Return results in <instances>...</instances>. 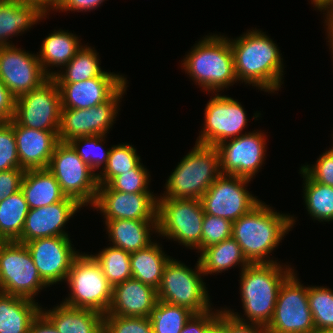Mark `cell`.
<instances>
[{"instance_id": "cell-50", "label": "cell", "mask_w": 333, "mask_h": 333, "mask_svg": "<svg viewBox=\"0 0 333 333\" xmlns=\"http://www.w3.org/2000/svg\"><path fill=\"white\" fill-rule=\"evenodd\" d=\"M29 333H59L53 324L40 312L31 322Z\"/></svg>"}, {"instance_id": "cell-9", "label": "cell", "mask_w": 333, "mask_h": 333, "mask_svg": "<svg viewBox=\"0 0 333 333\" xmlns=\"http://www.w3.org/2000/svg\"><path fill=\"white\" fill-rule=\"evenodd\" d=\"M47 169L54 175L67 197L75 199L83 207L94 204L99 171L94 173L69 143L59 142L56 145Z\"/></svg>"}, {"instance_id": "cell-28", "label": "cell", "mask_w": 333, "mask_h": 333, "mask_svg": "<svg viewBox=\"0 0 333 333\" xmlns=\"http://www.w3.org/2000/svg\"><path fill=\"white\" fill-rule=\"evenodd\" d=\"M25 297L0 292V333H29L41 306Z\"/></svg>"}, {"instance_id": "cell-14", "label": "cell", "mask_w": 333, "mask_h": 333, "mask_svg": "<svg viewBox=\"0 0 333 333\" xmlns=\"http://www.w3.org/2000/svg\"><path fill=\"white\" fill-rule=\"evenodd\" d=\"M250 179L221 174L201 198L204 213L236 221L261 200L246 187Z\"/></svg>"}, {"instance_id": "cell-10", "label": "cell", "mask_w": 333, "mask_h": 333, "mask_svg": "<svg viewBox=\"0 0 333 333\" xmlns=\"http://www.w3.org/2000/svg\"><path fill=\"white\" fill-rule=\"evenodd\" d=\"M46 287L25 244L10 241L0 245V292L35 300Z\"/></svg>"}, {"instance_id": "cell-29", "label": "cell", "mask_w": 333, "mask_h": 333, "mask_svg": "<svg viewBox=\"0 0 333 333\" xmlns=\"http://www.w3.org/2000/svg\"><path fill=\"white\" fill-rule=\"evenodd\" d=\"M21 190L29 209L39 208L64 200L60 184L48 169H29L23 176Z\"/></svg>"}, {"instance_id": "cell-41", "label": "cell", "mask_w": 333, "mask_h": 333, "mask_svg": "<svg viewBox=\"0 0 333 333\" xmlns=\"http://www.w3.org/2000/svg\"><path fill=\"white\" fill-rule=\"evenodd\" d=\"M103 333H153L150 317L104 315Z\"/></svg>"}, {"instance_id": "cell-46", "label": "cell", "mask_w": 333, "mask_h": 333, "mask_svg": "<svg viewBox=\"0 0 333 333\" xmlns=\"http://www.w3.org/2000/svg\"><path fill=\"white\" fill-rule=\"evenodd\" d=\"M207 310L193 314L180 333H203L205 329L218 317L220 309Z\"/></svg>"}, {"instance_id": "cell-32", "label": "cell", "mask_w": 333, "mask_h": 333, "mask_svg": "<svg viewBox=\"0 0 333 333\" xmlns=\"http://www.w3.org/2000/svg\"><path fill=\"white\" fill-rule=\"evenodd\" d=\"M28 211L21 189L0 202V238L4 242L20 239Z\"/></svg>"}, {"instance_id": "cell-37", "label": "cell", "mask_w": 333, "mask_h": 333, "mask_svg": "<svg viewBox=\"0 0 333 333\" xmlns=\"http://www.w3.org/2000/svg\"><path fill=\"white\" fill-rule=\"evenodd\" d=\"M193 314L187 308L158 300L150 314L153 333H180Z\"/></svg>"}, {"instance_id": "cell-19", "label": "cell", "mask_w": 333, "mask_h": 333, "mask_svg": "<svg viewBox=\"0 0 333 333\" xmlns=\"http://www.w3.org/2000/svg\"><path fill=\"white\" fill-rule=\"evenodd\" d=\"M154 193H125L108 185L98 186L94 204L105 220H157L158 196Z\"/></svg>"}, {"instance_id": "cell-20", "label": "cell", "mask_w": 333, "mask_h": 333, "mask_svg": "<svg viewBox=\"0 0 333 333\" xmlns=\"http://www.w3.org/2000/svg\"><path fill=\"white\" fill-rule=\"evenodd\" d=\"M127 81L123 74L105 71L84 81L56 83L62 109H88L108 101Z\"/></svg>"}, {"instance_id": "cell-43", "label": "cell", "mask_w": 333, "mask_h": 333, "mask_svg": "<svg viewBox=\"0 0 333 333\" xmlns=\"http://www.w3.org/2000/svg\"><path fill=\"white\" fill-rule=\"evenodd\" d=\"M20 168L13 126L0 122V171Z\"/></svg>"}, {"instance_id": "cell-33", "label": "cell", "mask_w": 333, "mask_h": 333, "mask_svg": "<svg viewBox=\"0 0 333 333\" xmlns=\"http://www.w3.org/2000/svg\"><path fill=\"white\" fill-rule=\"evenodd\" d=\"M83 45L71 61L61 70L54 71L52 77L56 82H78L101 76L105 71L99 63V53L94 49Z\"/></svg>"}, {"instance_id": "cell-21", "label": "cell", "mask_w": 333, "mask_h": 333, "mask_svg": "<svg viewBox=\"0 0 333 333\" xmlns=\"http://www.w3.org/2000/svg\"><path fill=\"white\" fill-rule=\"evenodd\" d=\"M81 206L75 199L66 197L51 205L29 209L19 243H26L38 238L69 236L64 229L67 222Z\"/></svg>"}, {"instance_id": "cell-35", "label": "cell", "mask_w": 333, "mask_h": 333, "mask_svg": "<svg viewBox=\"0 0 333 333\" xmlns=\"http://www.w3.org/2000/svg\"><path fill=\"white\" fill-rule=\"evenodd\" d=\"M101 266L108 282L114 286L132 278L130 253L115 246H107L98 254H91Z\"/></svg>"}, {"instance_id": "cell-31", "label": "cell", "mask_w": 333, "mask_h": 333, "mask_svg": "<svg viewBox=\"0 0 333 333\" xmlns=\"http://www.w3.org/2000/svg\"><path fill=\"white\" fill-rule=\"evenodd\" d=\"M161 246L153 240L147 247L130 253L132 278L155 289L159 287L164 267L171 258Z\"/></svg>"}, {"instance_id": "cell-17", "label": "cell", "mask_w": 333, "mask_h": 333, "mask_svg": "<svg viewBox=\"0 0 333 333\" xmlns=\"http://www.w3.org/2000/svg\"><path fill=\"white\" fill-rule=\"evenodd\" d=\"M49 78L37 54L15 44L0 47V79L15 98L38 88Z\"/></svg>"}, {"instance_id": "cell-55", "label": "cell", "mask_w": 333, "mask_h": 333, "mask_svg": "<svg viewBox=\"0 0 333 333\" xmlns=\"http://www.w3.org/2000/svg\"><path fill=\"white\" fill-rule=\"evenodd\" d=\"M313 333H333V329H328V330H315Z\"/></svg>"}, {"instance_id": "cell-51", "label": "cell", "mask_w": 333, "mask_h": 333, "mask_svg": "<svg viewBox=\"0 0 333 333\" xmlns=\"http://www.w3.org/2000/svg\"><path fill=\"white\" fill-rule=\"evenodd\" d=\"M36 7L44 16H48L49 12L56 11L60 8L63 0H25Z\"/></svg>"}, {"instance_id": "cell-40", "label": "cell", "mask_w": 333, "mask_h": 333, "mask_svg": "<svg viewBox=\"0 0 333 333\" xmlns=\"http://www.w3.org/2000/svg\"><path fill=\"white\" fill-rule=\"evenodd\" d=\"M150 177L149 170L140 162L131 171L116 176L108 186L112 190L125 193H153L148 188L151 181Z\"/></svg>"}, {"instance_id": "cell-54", "label": "cell", "mask_w": 333, "mask_h": 333, "mask_svg": "<svg viewBox=\"0 0 333 333\" xmlns=\"http://www.w3.org/2000/svg\"><path fill=\"white\" fill-rule=\"evenodd\" d=\"M324 26H326L325 28H326V32H327V35H328L327 36L328 38H326V39H328L327 42H329V44H328L330 46L329 49H331L330 51L333 55V22H331L329 24H325ZM332 58H333V56H332Z\"/></svg>"}, {"instance_id": "cell-3", "label": "cell", "mask_w": 333, "mask_h": 333, "mask_svg": "<svg viewBox=\"0 0 333 333\" xmlns=\"http://www.w3.org/2000/svg\"><path fill=\"white\" fill-rule=\"evenodd\" d=\"M290 266L279 262L250 264L241 271L238 280L246 319L227 307L222 309L239 321L267 327L272 320L282 283L295 271Z\"/></svg>"}, {"instance_id": "cell-52", "label": "cell", "mask_w": 333, "mask_h": 333, "mask_svg": "<svg viewBox=\"0 0 333 333\" xmlns=\"http://www.w3.org/2000/svg\"><path fill=\"white\" fill-rule=\"evenodd\" d=\"M311 4L315 6V10L325 12L323 13L326 14L324 24L333 22V0H314Z\"/></svg>"}, {"instance_id": "cell-48", "label": "cell", "mask_w": 333, "mask_h": 333, "mask_svg": "<svg viewBox=\"0 0 333 333\" xmlns=\"http://www.w3.org/2000/svg\"><path fill=\"white\" fill-rule=\"evenodd\" d=\"M16 98L0 79V122H9L15 113Z\"/></svg>"}, {"instance_id": "cell-12", "label": "cell", "mask_w": 333, "mask_h": 333, "mask_svg": "<svg viewBox=\"0 0 333 333\" xmlns=\"http://www.w3.org/2000/svg\"><path fill=\"white\" fill-rule=\"evenodd\" d=\"M127 84L126 82L102 104L88 109H61L59 141L68 143L78 137L107 135L120 111V102L126 93Z\"/></svg>"}, {"instance_id": "cell-27", "label": "cell", "mask_w": 333, "mask_h": 333, "mask_svg": "<svg viewBox=\"0 0 333 333\" xmlns=\"http://www.w3.org/2000/svg\"><path fill=\"white\" fill-rule=\"evenodd\" d=\"M82 47L83 44L76 34L68 30H54L43 40L37 56L44 72L53 77L54 71L50 68L59 67L61 71Z\"/></svg>"}, {"instance_id": "cell-7", "label": "cell", "mask_w": 333, "mask_h": 333, "mask_svg": "<svg viewBox=\"0 0 333 333\" xmlns=\"http://www.w3.org/2000/svg\"><path fill=\"white\" fill-rule=\"evenodd\" d=\"M65 282L70 293L61 302L75 308L95 310L103 315L107 313L113 286L91 254L81 252L74 259Z\"/></svg>"}, {"instance_id": "cell-36", "label": "cell", "mask_w": 333, "mask_h": 333, "mask_svg": "<svg viewBox=\"0 0 333 333\" xmlns=\"http://www.w3.org/2000/svg\"><path fill=\"white\" fill-rule=\"evenodd\" d=\"M134 147L130 143L111 146L107 165L97 173L98 186L108 185L116 176L131 171L141 162Z\"/></svg>"}, {"instance_id": "cell-13", "label": "cell", "mask_w": 333, "mask_h": 333, "mask_svg": "<svg viewBox=\"0 0 333 333\" xmlns=\"http://www.w3.org/2000/svg\"><path fill=\"white\" fill-rule=\"evenodd\" d=\"M61 109L59 87L50 77L38 88L16 98L13 119L24 127L58 132Z\"/></svg>"}, {"instance_id": "cell-18", "label": "cell", "mask_w": 333, "mask_h": 333, "mask_svg": "<svg viewBox=\"0 0 333 333\" xmlns=\"http://www.w3.org/2000/svg\"><path fill=\"white\" fill-rule=\"evenodd\" d=\"M24 244L39 275L49 287L66 281L74 259L80 254L75 251L69 236L38 238Z\"/></svg>"}, {"instance_id": "cell-26", "label": "cell", "mask_w": 333, "mask_h": 333, "mask_svg": "<svg viewBox=\"0 0 333 333\" xmlns=\"http://www.w3.org/2000/svg\"><path fill=\"white\" fill-rule=\"evenodd\" d=\"M46 17L25 0H0V47L14 45L9 39L22 35Z\"/></svg>"}, {"instance_id": "cell-15", "label": "cell", "mask_w": 333, "mask_h": 333, "mask_svg": "<svg viewBox=\"0 0 333 333\" xmlns=\"http://www.w3.org/2000/svg\"><path fill=\"white\" fill-rule=\"evenodd\" d=\"M204 109V124L197 144L216 146L221 142L242 135L248 119L238 100L215 93Z\"/></svg>"}, {"instance_id": "cell-38", "label": "cell", "mask_w": 333, "mask_h": 333, "mask_svg": "<svg viewBox=\"0 0 333 333\" xmlns=\"http://www.w3.org/2000/svg\"><path fill=\"white\" fill-rule=\"evenodd\" d=\"M106 137L107 135L84 136L74 138L68 143L95 173L97 169L101 172L108 162L111 147L105 150L102 144Z\"/></svg>"}, {"instance_id": "cell-22", "label": "cell", "mask_w": 333, "mask_h": 333, "mask_svg": "<svg viewBox=\"0 0 333 333\" xmlns=\"http://www.w3.org/2000/svg\"><path fill=\"white\" fill-rule=\"evenodd\" d=\"M15 133L20 168L47 169L56 145L60 142L58 132L36 130L9 121Z\"/></svg>"}, {"instance_id": "cell-56", "label": "cell", "mask_w": 333, "mask_h": 333, "mask_svg": "<svg viewBox=\"0 0 333 333\" xmlns=\"http://www.w3.org/2000/svg\"><path fill=\"white\" fill-rule=\"evenodd\" d=\"M4 241L0 238V245L3 243Z\"/></svg>"}, {"instance_id": "cell-23", "label": "cell", "mask_w": 333, "mask_h": 333, "mask_svg": "<svg viewBox=\"0 0 333 333\" xmlns=\"http://www.w3.org/2000/svg\"><path fill=\"white\" fill-rule=\"evenodd\" d=\"M157 301V289L131 278L113 286L112 301L104 315L150 317Z\"/></svg>"}, {"instance_id": "cell-47", "label": "cell", "mask_w": 333, "mask_h": 333, "mask_svg": "<svg viewBox=\"0 0 333 333\" xmlns=\"http://www.w3.org/2000/svg\"><path fill=\"white\" fill-rule=\"evenodd\" d=\"M224 333H269L266 326L242 322L224 311Z\"/></svg>"}, {"instance_id": "cell-1", "label": "cell", "mask_w": 333, "mask_h": 333, "mask_svg": "<svg viewBox=\"0 0 333 333\" xmlns=\"http://www.w3.org/2000/svg\"><path fill=\"white\" fill-rule=\"evenodd\" d=\"M251 30L237 38H228L237 79L268 94L275 93L284 83L282 53L265 32L256 28Z\"/></svg>"}, {"instance_id": "cell-6", "label": "cell", "mask_w": 333, "mask_h": 333, "mask_svg": "<svg viewBox=\"0 0 333 333\" xmlns=\"http://www.w3.org/2000/svg\"><path fill=\"white\" fill-rule=\"evenodd\" d=\"M195 269L188 267L173 257L166 263L163 276L157 288V298L160 301L181 306L194 314L214 309L199 259ZM203 276V277H202Z\"/></svg>"}, {"instance_id": "cell-39", "label": "cell", "mask_w": 333, "mask_h": 333, "mask_svg": "<svg viewBox=\"0 0 333 333\" xmlns=\"http://www.w3.org/2000/svg\"><path fill=\"white\" fill-rule=\"evenodd\" d=\"M308 303L316 330L333 329V290L308 286Z\"/></svg>"}, {"instance_id": "cell-44", "label": "cell", "mask_w": 333, "mask_h": 333, "mask_svg": "<svg viewBox=\"0 0 333 333\" xmlns=\"http://www.w3.org/2000/svg\"><path fill=\"white\" fill-rule=\"evenodd\" d=\"M301 169L312 180L333 187V148L320 154L314 164H303Z\"/></svg>"}, {"instance_id": "cell-24", "label": "cell", "mask_w": 333, "mask_h": 333, "mask_svg": "<svg viewBox=\"0 0 333 333\" xmlns=\"http://www.w3.org/2000/svg\"><path fill=\"white\" fill-rule=\"evenodd\" d=\"M106 234L112 246L133 253L151 244L152 233L158 232L157 220H104ZM152 232V233H151Z\"/></svg>"}, {"instance_id": "cell-25", "label": "cell", "mask_w": 333, "mask_h": 333, "mask_svg": "<svg viewBox=\"0 0 333 333\" xmlns=\"http://www.w3.org/2000/svg\"><path fill=\"white\" fill-rule=\"evenodd\" d=\"M41 313L59 333H103V317L100 312L68 306L61 302L49 310L41 307Z\"/></svg>"}, {"instance_id": "cell-34", "label": "cell", "mask_w": 333, "mask_h": 333, "mask_svg": "<svg viewBox=\"0 0 333 333\" xmlns=\"http://www.w3.org/2000/svg\"><path fill=\"white\" fill-rule=\"evenodd\" d=\"M303 198L306 210L312 220L333 221V187L312 180L301 168Z\"/></svg>"}, {"instance_id": "cell-11", "label": "cell", "mask_w": 333, "mask_h": 333, "mask_svg": "<svg viewBox=\"0 0 333 333\" xmlns=\"http://www.w3.org/2000/svg\"><path fill=\"white\" fill-rule=\"evenodd\" d=\"M294 271L279 290L269 333H313L316 328L308 303V287Z\"/></svg>"}, {"instance_id": "cell-5", "label": "cell", "mask_w": 333, "mask_h": 333, "mask_svg": "<svg viewBox=\"0 0 333 333\" xmlns=\"http://www.w3.org/2000/svg\"><path fill=\"white\" fill-rule=\"evenodd\" d=\"M220 175L216 147L195 143L171 172L158 198L201 199Z\"/></svg>"}, {"instance_id": "cell-53", "label": "cell", "mask_w": 333, "mask_h": 333, "mask_svg": "<svg viewBox=\"0 0 333 333\" xmlns=\"http://www.w3.org/2000/svg\"><path fill=\"white\" fill-rule=\"evenodd\" d=\"M203 333H224V310L221 308L218 317L205 329Z\"/></svg>"}, {"instance_id": "cell-4", "label": "cell", "mask_w": 333, "mask_h": 333, "mask_svg": "<svg viewBox=\"0 0 333 333\" xmlns=\"http://www.w3.org/2000/svg\"><path fill=\"white\" fill-rule=\"evenodd\" d=\"M185 56L181 61L182 70L208 93H219L238 82L227 36L206 35Z\"/></svg>"}, {"instance_id": "cell-45", "label": "cell", "mask_w": 333, "mask_h": 333, "mask_svg": "<svg viewBox=\"0 0 333 333\" xmlns=\"http://www.w3.org/2000/svg\"><path fill=\"white\" fill-rule=\"evenodd\" d=\"M25 171L22 168L0 171V202L21 189Z\"/></svg>"}, {"instance_id": "cell-2", "label": "cell", "mask_w": 333, "mask_h": 333, "mask_svg": "<svg viewBox=\"0 0 333 333\" xmlns=\"http://www.w3.org/2000/svg\"><path fill=\"white\" fill-rule=\"evenodd\" d=\"M296 220L293 215L277 212L260 201L247 214L233 222L232 237L251 264L275 263L270 259Z\"/></svg>"}, {"instance_id": "cell-30", "label": "cell", "mask_w": 333, "mask_h": 333, "mask_svg": "<svg viewBox=\"0 0 333 333\" xmlns=\"http://www.w3.org/2000/svg\"><path fill=\"white\" fill-rule=\"evenodd\" d=\"M198 259L204 276L225 272L237 265L242 271L251 264L233 237L204 248Z\"/></svg>"}, {"instance_id": "cell-42", "label": "cell", "mask_w": 333, "mask_h": 333, "mask_svg": "<svg viewBox=\"0 0 333 333\" xmlns=\"http://www.w3.org/2000/svg\"><path fill=\"white\" fill-rule=\"evenodd\" d=\"M233 222L205 214L202 229V250L208 246L222 242L232 237Z\"/></svg>"}, {"instance_id": "cell-8", "label": "cell", "mask_w": 333, "mask_h": 333, "mask_svg": "<svg viewBox=\"0 0 333 333\" xmlns=\"http://www.w3.org/2000/svg\"><path fill=\"white\" fill-rule=\"evenodd\" d=\"M204 215L201 199L158 198L157 234L200 253Z\"/></svg>"}, {"instance_id": "cell-16", "label": "cell", "mask_w": 333, "mask_h": 333, "mask_svg": "<svg viewBox=\"0 0 333 333\" xmlns=\"http://www.w3.org/2000/svg\"><path fill=\"white\" fill-rule=\"evenodd\" d=\"M266 137L259 130L245 131L216 145L221 174L254 179L266 160Z\"/></svg>"}, {"instance_id": "cell-49", "label": "cell", "mask_w": 333, "mask_h": 333, "mask_svg": "<svg viewBox=\"0 0 333 333\" xmlns=\"http://www.w3.org/2000/svg\"><path fill=\"white\" fill-rule=\"evenodd\" d=\"M105 0H63L60 8L57 11H77V12H90L97 9Z\"/></svg>"}]
</instances>
